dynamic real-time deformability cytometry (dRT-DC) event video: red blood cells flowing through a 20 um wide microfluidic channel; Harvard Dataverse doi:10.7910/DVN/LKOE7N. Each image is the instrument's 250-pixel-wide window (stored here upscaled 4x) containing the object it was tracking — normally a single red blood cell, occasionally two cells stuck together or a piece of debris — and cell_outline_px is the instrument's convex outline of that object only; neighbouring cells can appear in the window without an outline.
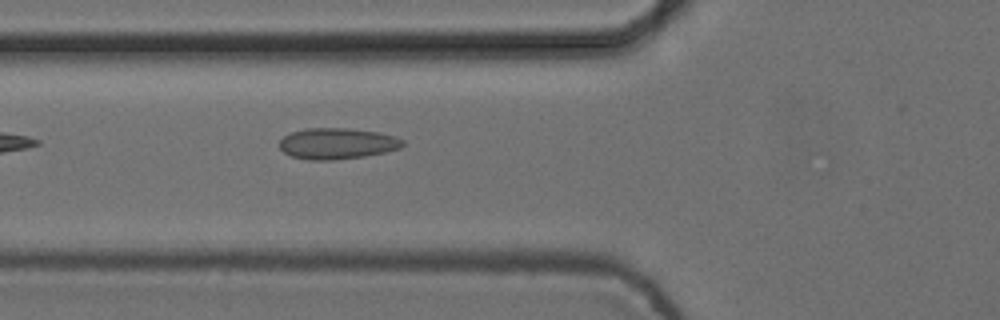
{"species": "common noctule bat (a hibernating species)", "species_latin": "Nyctalus noctula", "temperature_condition": "cold", "stored_images_in_passage": 6, "camera_frame_rate_fps": 3000, "um_per_image_px": 0.085, "animal": {"sex": "female", "body_mass_g": 24.6, "forearm_length_mm": 56.2}, "frame": {"image": 1, "passage_image": 6, "time_ms": 1.667, "image_size_px": [1000, 320], "cell_outline_px": [[404, 144], [400, 148], [384, 152], [364, 156], [332, 160], [308, 160], [292, 156], [284, 152], [280, 148], [280, 140], [284, 136], [292, 132], [308, 128], [348, 128], [376, 132], [396, 136], [404, 140]], "centroid_in_image_um": [28.66, 12.2], "position_along_channel_um": 97.1, "area_um2": 22.2}}